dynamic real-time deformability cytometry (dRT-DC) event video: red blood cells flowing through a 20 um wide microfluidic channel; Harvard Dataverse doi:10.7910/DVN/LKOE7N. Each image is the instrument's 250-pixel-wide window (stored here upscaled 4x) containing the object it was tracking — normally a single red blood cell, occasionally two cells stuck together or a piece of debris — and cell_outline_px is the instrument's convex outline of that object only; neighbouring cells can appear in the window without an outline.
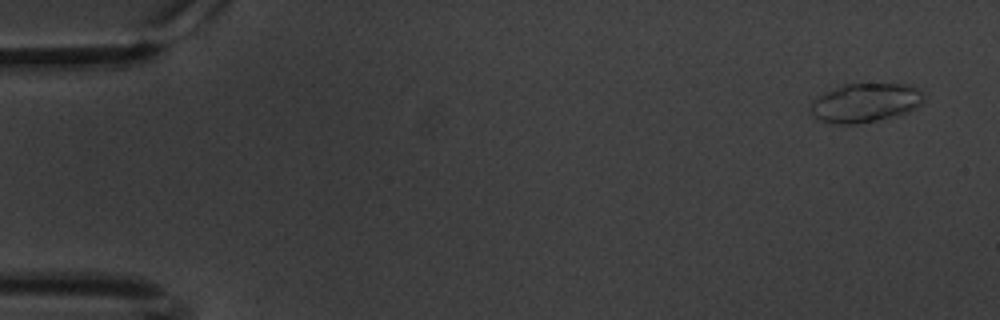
{"species": "common noctule bat (a hibernating species)", "species_latin": "Nyctalus noctula", "temperature_condition": "warm", "stored_images_in_passage": 58, "camera_frame_rate_fps": 3000, "um_per_image_px": 0.085, "animal": {"sex": "male", "body_mass_g": 20.1, "forearm_length_mm": 53.5}, "frame": {"image": 1, "passage_image": 1, "time_ms": 0.0, "image_size_px": [1000, 320], "cell_outline_px": [[924, 100], [916, 108], [908, 112], [876, 120], [856, 124], [832, 124], [820, 120], [812, 116], [812, 100], [816, 96], [844, 84], [908, 84], [920, 88], [924, 92]], "centroid_in_image_um": [73.57, 8.73], "position_along_channel_um": 11.4, "area_um2": 25.78}}
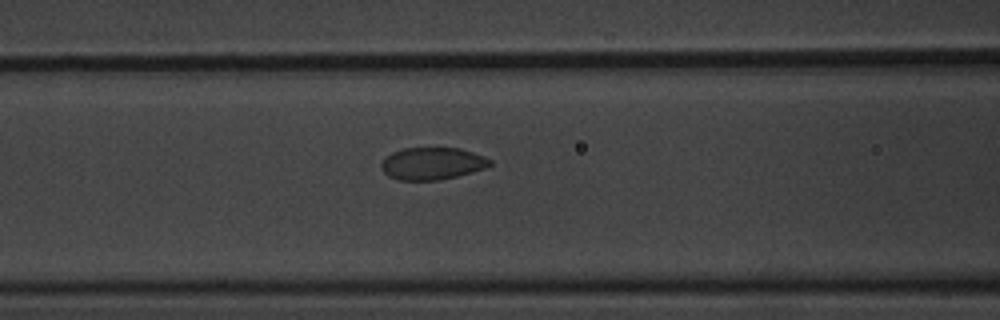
{"frame": {"image": 2, "passage_image": 23, "time_ms": 7.333, "image_size_px": [1000, 320], "cell_outline_px": [[492, 164], [484, 168], [472, 172], [440, 180], [400, 180], [388, 176], [384, 172], [380, 164], [392, 152], [404, 148], [460, 148], [484, 156], [492, 160]], "centroid_in_image_um": [36.75, 13.9], "position_along_channel_um": 129.8, "area_um2": 20.29}}
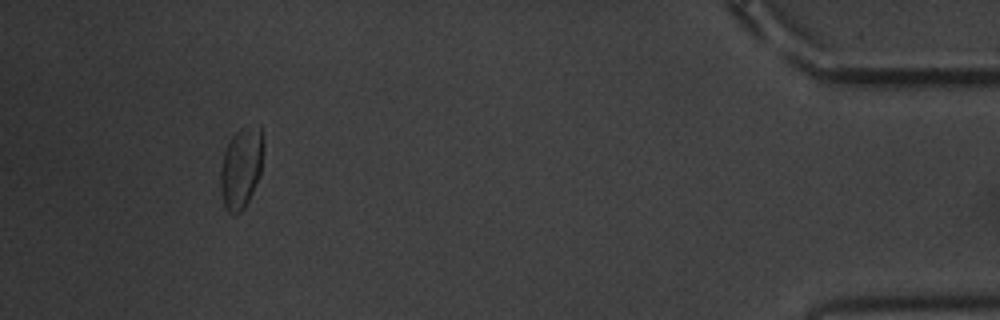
{"frame": {"image": 3, "passage_image": 54, "time_ms": 17.667, "image_size_px": [1000, 320], "cell_outline_px": [[264, 148], [260, 172], [252, 192], [244, 208], [236, 216], [232, 216], [228, 212], [224, 204], [220, 192], [220, 172], [224, 152], [232, 136], [240, 128], [260, 124], [264, 140]], "centroid_in_image_um": [20.5, 14.25], "position_along_channel_um": 414.7, "area_um2": 20.46}, "authors_computed_cell_mechanics": {"area_um2": 21.0681, "velocity_mm_per_s": 3.3567, "shape_relaxation_time_tau1_ms": 5.5357, "shape_relaxation_time_tau2_ms": null, "deformation_change_tau1": 0.12, "deformation_change_tau2": null}}